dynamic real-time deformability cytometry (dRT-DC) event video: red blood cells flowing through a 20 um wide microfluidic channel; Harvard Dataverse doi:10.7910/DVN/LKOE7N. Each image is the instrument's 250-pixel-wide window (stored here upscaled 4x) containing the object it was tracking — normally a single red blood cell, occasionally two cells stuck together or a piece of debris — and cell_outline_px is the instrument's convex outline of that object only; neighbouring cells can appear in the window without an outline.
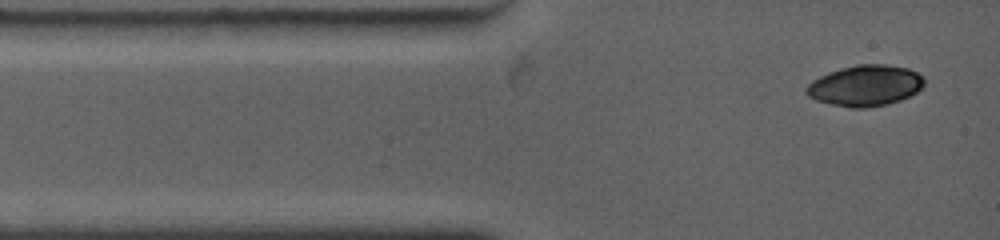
{"species": "common noctule bat (a hibernating species)", "species_latin": "Nyctalus noctula", "temperature_condition": "warm", "stored_images_in_passage": 3, "camera_frame_rate_fps": 4500, "um_per_image_px": 0.085, "animal": {"sex": "female", "body_mass_g": 19.0, "forearm_length_mm": 53.3}, "frame": {"image": 1, "passage_image": 1, "time_ms": 0.0, "image_size_px": [1000, 240], "cell_outline_px": [[924, 84], [916, 92], [900, 100], [888, 104], [864, 108], [848, 108], [816, 100], [808, 96], [808, 84], [812, 80], [828, 72], [840, 68], [856, 64], [884, 64], [908, 68], [916, 72], [924, 80]], "centroid_in_image_um": [73.54, 7.27], "position_along_channel_um": 11.5, "area_um2": 27.92}}
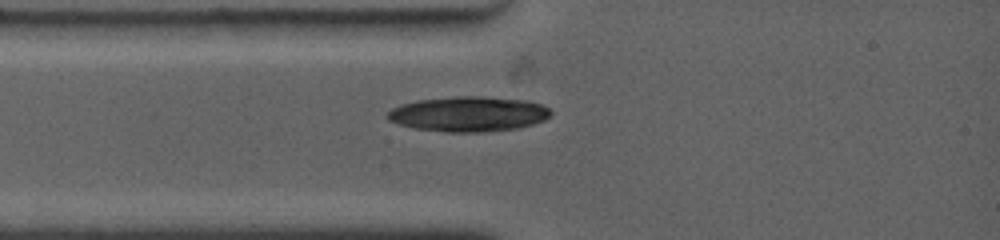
{"frame": {"image": 2, "passage_image": 3, "time_ms": 1.778, "image_size_px": [1000, 240], "cell_outline_px": [[552, 112], [544, 120], [532, 124], [516, 128], [480, 132], [444, 132], [412, 128], [388, 120], [384, 116], [392, 108], [400, 104], [416, 100], [456, 96], [480, 96], [528, 100], [540, 104], [548, 108]], "centroid_in_image_um": [39.77, 9.68], "position_along_channel_um": 45.2, "area_um2": 33.47}}